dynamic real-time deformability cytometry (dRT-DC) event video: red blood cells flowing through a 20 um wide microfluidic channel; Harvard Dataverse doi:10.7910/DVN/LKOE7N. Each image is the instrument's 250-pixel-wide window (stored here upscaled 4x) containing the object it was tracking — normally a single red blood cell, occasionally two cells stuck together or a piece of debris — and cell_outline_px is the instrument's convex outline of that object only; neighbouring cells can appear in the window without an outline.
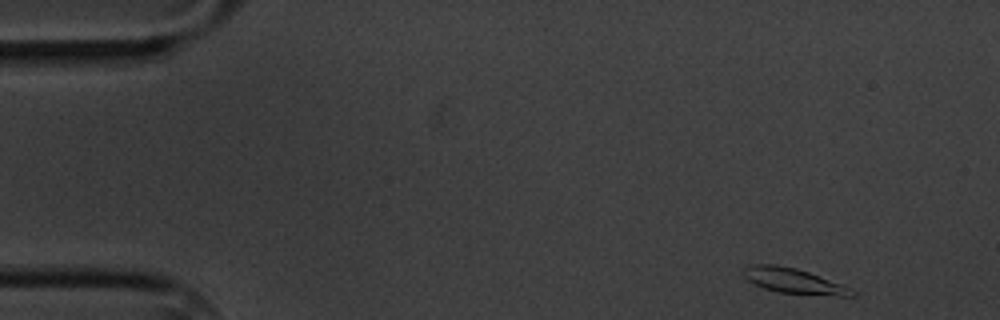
{"species": "common noctule bat (a hibernating species)", "species_latin": "Nyctalus noctula", "temperature_condition": "cold", "stored_images_in_passage": 7, "camera_frame_rate_fps": 3000, "um_per_image_px": 0.085, "animal": {"sex": "male", "body_mass_g": 20.1, "forearm_length_mm": 53.5}, "frame": {"image": 1, "passage_image": 1, "time_ms": 0.0, "image_size_px": [1000, 320], "cell_outline_px": [[856, 296], [836, 296], [780, 292], [764, 288], [748, 280], [744, 276], [744, 268], [752, 264], [776, 264], [796, 268], [808, 272], [840, 284], [856, 292]], "centroid_in_image_um": [67.45, 23.87], "position_along_channel_um": 17.5, "area_um2": 15.55}}
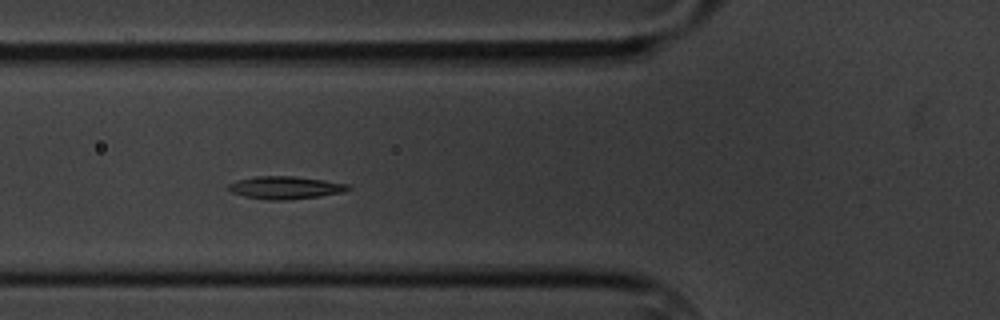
{"frame": {"image": 2, "passage_image": 5, "time_ms": 5.333, "image_size_px": [1000, 320], "cell_outline_px": [[352, 188], [344, 192], [320, 196], [284, 200], [268, 200], [244, 196], [232, 192], [228, 188], [228, 184], [236, 180], [256, 176], [296, 176], [324, 180], [348, 184]], "centroid_in_image_um": [24.26, 15.94], "position_along_channel_um": 101.5, "area_um2": 15.84}}
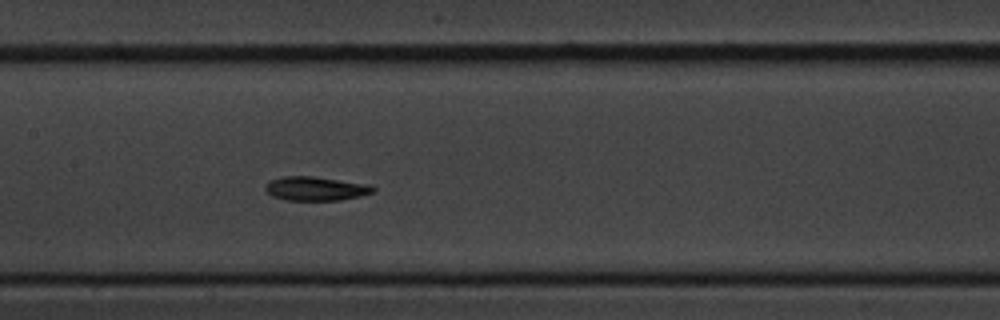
{"frame": {"image": 3, "passage_image": 7, "time_ms": 7.667, "image_size_px": [1000, 320], "cell_outline_px": [[376, 192], [360, 196], [340, 200], [284, 200], [272, 196], [264, 188], [264, 184], [280, 176], [312, 176], [368, 184], [376, 188]], "centroid_in_image_um": [26.83, 16.03], "position_along_channel_um": 180.6, "area_um2": 15.14}}